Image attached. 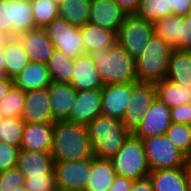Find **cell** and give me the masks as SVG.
<instances>
[{
    "label": "cell",
    "mask_w": 191,
    "mask_h": 191,
    "mask_svg": "<svg viewBox=\"0 0 191 191\" xmlns=\"http://www.w3.org/2000/svg\"><path fill=\"white\" fill-rule=\"evenodd\" d=\"M50 153L54 162L80 161L93 158L94 153L87 126L67 120L56 121Z\"/></svg>",
    "instance_id": "cell-1"
},
{
    "label": "cell",
    "mask_w": 191,
    "mask_h": 191,
    "mask_svg": "<svg viewBox=\"0 0 191 191\" xmlns=\"http://www.w3.org/2000/svg\"><path fill=\"white\" fill-rule=\"evenodd\" d=\"M86 126L94 156L100 159L110 160L131 134L122 121L102 114Z\"/></svg>",
    "instance_id": "cell-2"
},
{
    "label": "cell",
    "mask_w": 191,
    "mask_h": 191,
    "mask_svg": "<svg viewBox=\"0 0 191 191\" xmlns=\"http://www.w3.org/2000/svg\"><path fill=\"white\" fill-rule=\"evenodd\" d=\"M104 85L137 82L135 58L118 44L89 53Z\"/></svg>",
    "instance_id": "cell-3"
},
{
    "label": "cell",
    "mask_w": 191,
    "mask_h": 191,
    "mask_svg": "<svg viewBox=\"0 0 191 191\" xmlns=\"http://www.w3.org/2000/svg\"><path fill=\"white\" fill-rule=\"evenodd\" d=\"M174 47L153 34L144 51L135 58L138 82H158L166 77Z\"/></svg>",
    "instance_id": "cell-4"
},
{
    "label": "cell",
    "mask_w": 191,
    "mask_h": 191,
    "mask_svg": "<svg viewBox=\"0 0 191 191\" xmlns=\"http://www.w3.org/2000/svg\"><path fill=\"white\" fill-rule=\"evenodd\" d=\"M110 160L118 176L137 180L150 173L143 142L133 133L129 135L124 145Z\"/></svg>",
    "instance_id": "cell-5"
},
{
    "label": "cell",
    "mask_w": 191,
    "mask_h": 191,
    "mask_svg": "<svg viewBox=\"0 0 191 191\" xmlns=\"http://www.w3.org/2000/svg\"><path fill=\"white\" fill-rule=\"evenodd\" d=\"M150 171L185 167L187 156L165 135L142 139Z\"/></svg>",
    "instance_id": "cell-6"
},
{
    "label": "cell",
    "mask_w": 191,
    "mask_h": 191,
    "mask_svg": "<svg viewBox=\"0 0 191 191\" xmlns=\"http://www.w3.org/2000/svg\"><path fill=\"white\" fill-rule=\"evenodd\" d=\"M154 34V25L149 20L127 15L117 33V44L133 58L138 57Z\"/></svg>",
    "instance_id": "cell-7"
},
{
    "label": "cell",
    "mask_w": 191,
    "mask_h": 191,
    "mask_svg": "<svg viewBox=\"0 0 191 191\" xmlns=\"http://www.w3.org/2000/svg\"><path fill=\"white\" fill-rule=\"evenodd\" d=\"M55 49L63 52L67 57L75 59L87 54L82 40L80 27L68 23L58 17L44 27Z\"/></svg>",
    "instance_id": "cell-8"
},
{
    "label": "cell",
    "mask_w": 191,
    "mask_h": 191,
    "mask_svg": "<svg viewBox=\"0 0 191 191\" xmlns=\"http://www.w3.org/2000/svg\"><path fill=\"white\" fill-rule=\"evenodd\" d=\"M91 158L80 161L54 162L56 189L84 191L91 174Z\"/></svg>",
    "instance_id": "cell-9"
},
{
    "label": "cell",
    "mask_w": 191,
    "mask_h": 191,
    "mask_svg": "<svg viewBox=\"0 0 191 191\" xmlns=\"http://www.w3.org/2000/svg\"><path fill=\"white\" fill-rule=\"evenodd\" d=\"M155 99L156 87L154 82H133L131 102L122 121L131 133L141 124L144 113Z\"/></svg>",
    "instance_id": "cell-10"
},
{
    "label": "cell",
    "mask_w": 191,
    "mask_h": 191,
    "mask_svg": "<svg viewBox=\"0 0 191 191\" xmlns=\"http://www.w3.org/2000/svg\"><path fill=\"white\" fill-rule=\"evenodd\" d=\"M132 94L133 82L104 85L101 88V114L123 121Z\"/></svg>",
    "instance_id": "cell-11"
},
{
    "label": "cell",
    "mask_w": 191,
    "mask_h": 191,
    "mask_svg": "<svg viewBox=\"0 0 191 191\" xmlns=\"http://www.w3.org/2000/svg\"><path fill=\"white\" fill-rule=\"evenodd\" d=\"M172 121L170 108L156 98L133 134L139 139L165 135Z\"/></svg>",
    "instance_id": "cell-12"
},
{
    "label": "cell",
    "mask_w": 191,
    "mask_h": 191,
    "mask_svg": "<svg viewBox=\"0 0 191 191\" xmlns=\"http://www.w3.org/2000/svg\"><path fill=\"white\" fill-rule=\"evenodd\" d=\"M127 15L113 0H91L88 22L118 33Z\"/></svg>",
    "instance_id": "cell-13"
},
{
    "label": "cell",
    "mask_w": 191,
    "mask_h": 191,
    "mask_svg": "<svg viewBox=\"0 0 191 191\" xmlns=\"http://www.w3.org/2000/svg\"><path fill=\"white\" fill-rule=\"evenodd\" d=\"M21 119L26 123H55L48 87L25 93Z\"/></svg>",
    "instance_id": "cell-14"
},
{
    "label": "cell",
    "mask_w": 191,
    "mask_h": 191,
    "mask_svg": "<svg viewBox=\"0 0 191 191\" xmlns=\"http://www.w3.org/2000/svg\"><path fill=\"white\" fill-rule=\"evenodd\" d=\"M25 178L55 176L54 161L50 152H36L20 149L16 162Z\"/></svg>",
    "instance_id": "cell-15"
},
{
    "label": "cell",
    "mask_w": 191,
    "mask_h": 191,
    "mask_svg": "<svg viewBox=\"0 0 191 191\" xmlns=\"http://www.w3.org/2000/svg\"><path fill=\"white\" fill-rule=\"evenodd\" d=\"M76 91L100 90L103 86L101 75L89 54L74 59V68L70 83Z\"/></svg>",
    "instance_id": "cell-16"
},
{
    "label": "cell",
    "mask_w": 191,
    "mask_h": 191,
    "mask_svg": "<svg viewBox=\"0 0 191 191\" xmlns=\"http://www.w3.org/2000/svg\"><path fill=\"white\" fill-rule=\"evenodd\" d=\"M54 123H26L22 131L20 149L36 152H51Z\"/></svg>",
    "instance_id": "cell-17"
},
{
    "label": "cell",
    "mask_w": 191,
    "mask_h": 191,
    "mask_svg": "<svg viewBox=\"0 0 191 191\" xmlns=\"http://www.w3.org/2000/svg\"><path fill=\"white\" fill-rule=\"evenodd\" d=\"M48 89L54 122L70 121V113L77 97L75 88L68 83L52 82Z\"/></svg>",
    "instance_id": "cell-18"
},
{
    "label": "cell",
    "mask_w": 191,
    "mask_h": 191,
    "mask_svg": "<svg viewBox=\"0 0 191 191\" xmlns=\"http://www.w3.org/2000/svg\"><path fill=\"white\" fill-rule=\"evenodd\" d=\"M101 109V89L77 91V97L70 113V122L87 125L101 114Z\"/></svg>",
    "instance_id": "cell-19"
},
{
    "label": "cell",
    "mask_w": 191,
    "mask_h": 191,
    "mask_svg": "<svg viewBox=\"0 0 191 191\" xmlns=\"http://www.w3.org/2000/svg\"><path fill=\"white\" fill-rule=\"evenodd\" d=\"M17 37L22 42L30 61L47 64L55 47L44 28H35Z\"/></svg>",
    "instance_id": "cell-20"
},
{
    "label": "cell",
    "mask_w": 191,
    "mask_h": 191,
    "mask_svg": "<svg viewBox=\"0 0 191 191\" xmlns=\"http://www.w3.org/2000/svg\"><path fill=\"white\" fill-rule=\"evenodd\" d=\"M12 80L13 85L25 93L46 88L52 83L47 65L34 61H30V63Z\"/></svg>",
    "instance_id": "cell-21"
},
{
    "label": "cell",
    "mask_w": 191,
    "mask_h": 191,
    "mask_svg": "<svg viewBox=\"0 0 191 191\" xmlns=\"http://www.w3.org/2000/svg\"><path fill=\"white\" fill-rule=\"evenodd\" d=\"M148 176L154 191H190L185 167L150 171Z\"/></svg>",
    "instance_id": "cell-22"
},
{
    "label": "cell",
    "mask_w": 191,
    "mask_h": 191,
    "mask_svg": "<svg viewBox=\"0 0 191 191\" xmlns=\"http://www.w3.org/2000/svg\"><path fill=\"white\" fill-rule=\"evenodd\" d=\"M91 174L84 191H109L117 174L111 160L91 158Z\"/></svg>",
    "instance_id": "cell-23"
},
{
    "label": "cell",
    "mask_w": 191,
    "mask_h": 191,
    "mask_svg": "<svg viewBox=\"0 0 191 191\" xmlns=\"http://www.w3.org/2000/svg\"><path fill=\"white\" fill-rule=\"evenodd\" d=\"M80 31L87 54L102 49H110L117 44V33L89 22L80 27Z\"/></svg>",
    "instance_id": "cell-24"
},
{
    "label": "cell",
    "mask_w": 191,
    "mask_h": 191,
    "mask_svg": "<svg viewBox=\"0 0 191 191\" xmlns=\"http://www.w3.org/2000/svg\"><path fill=\"white\" fill-rule=\"evenodd\" d=\"M5 76L13 79L17 76L29 63V55L18 37L6 38L5 50Z\"/></svg>",
    "instance_id": "cell-25"
},
{
    "label": "cell",
    "mask_w": 191,
    "mask_h": 191,
    "mask_svg": "<svg viewBox=\"0 0 191 191\" xmlns=\"http://www.w3.org/2000/svg\"><path fill=\"white\" fill-rule=\"evenodd\" d=\"M165 78L183 87H191V50H173Z\"/></svg>",
    "instance_id": "cell-26"
},
{
    "label": "cell",
    "mask_w": 191,
    "mask_h": 191,
    "mask_svg": "<svg viewBox=\"0 0 191 191\" xmlns=\"http://www.w3.org/2000/svg\"><path fill=\"white\" fill-rule=\"evenodd\" d=\"M156 98L170 109L183 104H191V87H183L164 78L155 83Z\"/></svg>",
    "instance_id": "cell-27"
},
{
    "label": "cell",
    "mask_w": 191,
    "mask_h": 191,
    "mask_svg": "<svg viewBox=\"0 0 191 191\" xmlns=\"http://www.w3.org/2000/svg\"><path fill=\"white\" fill-rule=\"evenodd\" d=\"M12 37L38 28L34 22L31 0H11Z\"/></svg>",
    "instance_id": "cell-28"
},
{
    "label": "cell",
    "mask_w": 191,
    "mask_h": 191,
    "mask_svg": "<svg viewBox=\"0 0 191 191\" xmlns=\"http://www.w3.org/2000/svg\"><path fill=\"white\" fill-rule=\"evenodd\" d=\"M91 0H65L59 5V17L73 26L88 23Z\"/></svg>",
    "instance_id": "cell-29"
},
{
    "label": "cell",
    "mask_w": 191,
    "mask_h": 191,
    "mask_svg": "<svg viewBox=\"0 0 191 191\" xmlns=\"http://www.w3.org/2000/svg\"><path fill=\"white\" fill-rule=\"evenodd\" d=\"M52 82L70 83L74 68V59L55 49L47 62Z\"/></svg>",
    "instance_id": "cell-30"
},
{
    "label": "cell",
    "mask_w": 191,
    "mask_h": 191,
    "mask_svg": "<svg viewBox=\"0 0 191 191\" xmlns=\"http://www.w3.org/2000/svg\"><path fill=\"white\" fill-rule=\"evenodd\" d=\"M153 25L155 35L173 46L174 49H180V16L170 15L154 22Z\"/></svg>",
    "instance_id": "cell-31"
},
{
    "label": "cell",
    "mask_w": 191,
    "mask_h": 191,
    "mask_svg": "<svg viewBox=\"0 0 191 191\" xmlns=\"http://www.w3.org/2000/svg\"><path fill=\"white\" fill-rule=\"evenodd\" d=\"M25 92L12 85L0 101V118H21Z\"/></svg>",
    "instance_id": "cell-32"
},
{
    "label": "cell",
    "mask_w": 191,
    "mask_h": 191,
    "mask_svg": "<svg viewBox=\"0 0 191 191\" xmlns=\"http://www.w3.org/2000/svg\"><path fill=\"white\" fill-rule=\"evenodd\" d=\"M135 15L154 23L172 15V12L169 9L168 0H140Z\"/></svg>",
    "instance_id": "cell-33"
},
{
    "label": "cell",
    "mask_w": 191,
    "mask_h": 191,
    "mask_svg": "<svg viewBox=\"0 0 191 191\" xmlns=\"http://www.w3.org/2000/svg\"><path fill=\"white\" fill-rule=\"evenodd\" d=\"M35 25L44 28L59 17V5L51 0H31Z\"/></svg>",
    "instance_id": "cell-34"
},
{
    "label": "cell",
    "mask_w": 191,
    "mask_h": 191,
    "mask_svg": "<svg viewBox=\"0 0 191 191\" xmlns=\"http://www.w3.org/2000/svg\"><path fill=\"white\" fill-rule=\"evenodd\" d=\"M23 127L21 118H1L0 141L20 148Z\"/></svg>",
    "instance_id": "cell-35"
},
{
    "label": "cell",
    "mask_w": 191,
    "mask_h": 191,
    "mask_svg": "<svg viewBox=\"0 0 191 191\" xmlns=\"http://www.w3.org/2000/svg\"><path fill=\"white\" fill-rule=\"evenodd\" d=\"M166 136L187 157L191 156V127L189 125L171 123Z\"/></svg>",
    "instance_id": "cell-36"
},
{
    "label": "cell",
    "mask_w": 191,
    "mask_h": 191,
    "mask_svg": "<svg viewBox=\"0 0 191 191\" xmlns=\"http://www.w3.org/2000/svg\"><path fill=\"white\" fill-rule=\"evenodd\" d=\"M25 185V176L18 168L0 172V191H16Z\"/></svg>",
    "instance_id": "cell-37"
},
{
    "label": "cell",
    "mask_w": 191,
    "mask_h": 191,
    "mask_svg": "<svg viewBox=\"0 0 191 191\" xmlns=\"http://www.w3.org/2000/svg\"><path fill=\"white\" fill-rule=\"evenodd\" d=\"M20 148L0 141V172L16 167Z\"/></svg>",
    "instance_id": "cell-38"
},
{
    "label": "cell",
    "mask_w": 191,
    "mask_h": 191,
    "mask_svg": "<svg viewBox=\"0 0 191 191\" xmlns=\"http://www.w3.org/2000/svg\"><path fill=\"white\" fill-rule=\"evenodd\" d=\"M0 37L12 38L11 0H0Z\"/></svg>",
    "instance_id": "cell-39"
},
{
    "label": "cell",
    "mask_w": 191,
    "mask_h": 191,
    "mask_svg": "<svg viewBox=\"0 0 191 191\" xmlns=\"http://www.w3.org/2000/svg\"><path fill=\"white\" fill-rule=\"evenodd\" d=\"M25 188L28 191H56L55 176L25 178Z\"/></svg>",
    "instance_id": "cell-40"
},
{
    "label": "cell",
    "mask_w": 191,
    "mask_h": 191,
    "mask_svg": "<svg viewBox=\"0 0 191 191\" xmlns=\"http://www.w3.org/2000/svg\"><path fill=\"white\" fill-rule=\"evenodd\" d=\"M180 49L191 50V12L180 16Z\"/></svg>",
    "instance_id": "cell-41"
},
{
    "label": "cell",
    "mask_w": 191,
    "mask_h": 191,
    "mask_svg": "<svg viewBox=\"0 0 191 191\" xmlns=\"http://www.w3.org/2000/svg\"><path fill=\"white\" fill-rule=\"evenodd\" d=\"M171 121L177 124L191 125V104H183L170 109Z\"/></svg>",
    "instance_id": "cell-42"
},
{
    "label": "cell",
    "mask_w": 191,
    "mask_h": 191,
    "mask_svg": "<svg viewBox=\"0 0 191 191\" xmlns=\"http://www.w3.org/2000/svg\"><path fill=\"white\" fill-rule=\"evenodd\" d=\"M172 15L185 17L191 12V0H168Z\"/></svg>",
    "instance_id": "cell-43"
},
{
    "label": "cell",
    "mask_w": 191,
    "mask_h": 191,
    "mask_svg": "<svg viewBox=\"0 0 191 191\" xmlns=\"http://www.w3.org/2000/svg\"><path fill=\"white\" fill-rule=\"evenodd\" d=\"M132 183V179L117 175L109 191H130Z\"/></svg>",
    "instance_id": "cell-44"
},
{
    "label": "cell",
    "mask_w": 191,
    "mask_h": 191,
    "mask_svg": "<svg viewBox=\"0 0 191 191\" xmlns=\"http://www.w3.org/2000/svg\"><path fill=\"white\" fill-rule=\"evenodd\" d=\"M128 15L135 14L139 8L140 0H113Z\"/></svg>",
    "instance_id": "cell-45"
},
{
    "label": "cell",
    "mask_w": 191,
    "mask_h": 191,
    "mask_svg": "<svg viewBox=\"0 0 191 191\" xmlns=\"http://www.w3.org/2000/svg\"><path fill=\"white\" fill-rule=\"evenodd\" d=\"M130 191H154L149 176L141 179L133 180Z\"/></svg>",
    "instance_id": "cell-46"
},
{
    "label": "cell",
    "mask_w": 191,
    "mask_h": 191,
    "mask_svg": "<svg viewBox=\"0 0 191 191\" xmlns=\"http://www.w3.org/2000/svg\"><path fill=\"white\" fill-rule=\"evenodd\" d=\"M12 85V79L7 78L6 76H0V101L7 94Z\"/></svg>",
    "instance_id": "cell-47"
},
{
    "label": "cell",
    "mask_w": 191,
    "mask_h": 191,
    "mask_svg": "<svg viewBox=\"0 0 191 191\" xmlns=\"http://www.w3.org/2000/svg\"><path fill=\"white\" fill-rule=\"evenodd\" d=\"M5 40L6 38L0 37V76H5V61H4Z\"/></svg>",
    "instance_id": "cell-48"
},
{
    "label": "cell",
    "mask_w": 191,
    "mask_h": 191,
    "mask_svg": "<svg viewBox=\"0 0 191 191\" xmlns=\"http://www.w3.org/2000/svg\"><path fill=\"white\" fill-rule=\"evenodd\" d=\"M185 170H186V173H187V176H188L189 188H190V191H191V156L187 157Z\"/></svg>",
    "instance_id": "cell-49"
},
{
    "label": "cell",
    "mask_w": 191,
    "mask_h": 191,
    "mask_svg": "<svg viewBox=\"0 0 191 191\" xmlns=\"http://www.w3.org/2000/svg\"><path fill=\"white\" fill-rule=\"evenodd\" d=\"M16 191H28L25 186H21L20 188H17Z\"/></svg>",
    "instance_id": "cell-50"
},
{
    "label": "cell",
    "mask_w": 191,
    "mask_h": 191,
    "mask_svg": "<svg viewBox=\"0 0 191 191\" xmlns=\"http://www.w3.org/2000/svg\"><path fill=\"white\" fill-rule=\"evenodd\" d=\"M51 1L58 4V5H60L65 0H51Z\"/></svg>",
    "instance_id": "cell-51"
}]
</instances>
